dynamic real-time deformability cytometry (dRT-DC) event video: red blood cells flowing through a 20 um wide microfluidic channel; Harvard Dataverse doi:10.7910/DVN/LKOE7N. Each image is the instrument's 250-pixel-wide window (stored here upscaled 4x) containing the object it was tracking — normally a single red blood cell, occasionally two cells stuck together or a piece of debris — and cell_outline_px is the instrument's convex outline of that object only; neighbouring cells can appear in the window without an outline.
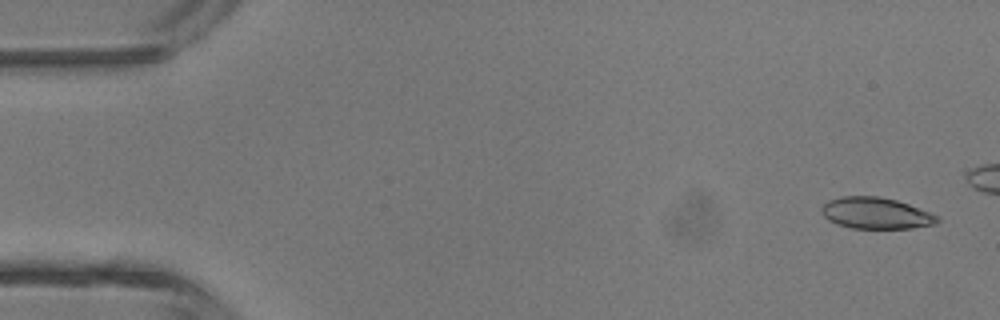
{"species": "common noctule bat (a hibernating species)", "species_latin": "Nyctalus noctula", "temperature_condition": "room temperature", "stored_images_in_passage": 37, "camera_frame_rate_fps": 3000, "um_per_image_px": 0.085, "animal": {"sex": "male", "body_mass_g": 13.3}, "frame": {"image": 1, "passage_image": 1, "time_ms": 0.0, "image_size_px": [1000, 320], "cell_outline_px": [[940, 220], [936, 224], [912, 228], [852, 228], [836, 224], [828, 220], [824, 216], [820, 208], [828, 200], [840, 196], [876, 196], [896, 200], [908, 204], [940, 216]], "centroid_in_image_um": [74.45, 18.12], "position_along_channel_um": 10.6, "area_um2": 21.21}}
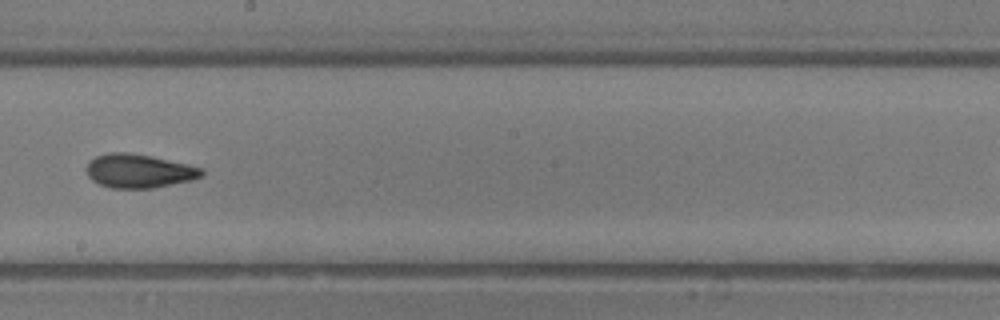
{"frame": {"image": 2, "passage_image": 25, "time_ms": 8.0, "image_size_px": [1000, 320], "cell_outline_px": [[204, 176], [192, 180], [152, 188], [112, 188], [100, 184], [92, 180], [88, 176], [88, 160], [96, 156], [108, 152], [124, 152], [152, 156], [188, 164], [204, 168]], "centroid_in_image_um": [11.84, 14.53], "position_along_channel_um": 236.4, "area_um2": 22.72}}
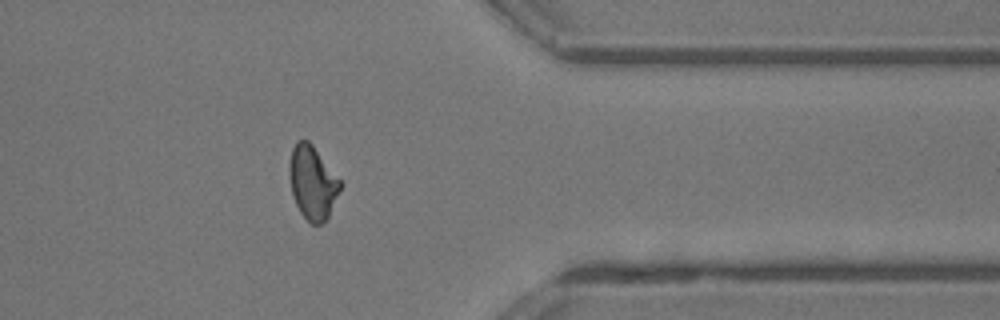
{"frame": {"image": 3, "passage_image": 36, "time_ms": 11.667, "image_size_px": [1000, 320], "cell_outline_px": [[344, 184], [324, 224], [312, 224], [300, 212], [292, 196], [288, 172], [288, 164], [292, 148], [296, 140], [308, 140], [312, 144]], "centroid_in_image_um": [26.56, 15.51], "position_along_channel_um": 384.8, "area_um2": 22.08}}